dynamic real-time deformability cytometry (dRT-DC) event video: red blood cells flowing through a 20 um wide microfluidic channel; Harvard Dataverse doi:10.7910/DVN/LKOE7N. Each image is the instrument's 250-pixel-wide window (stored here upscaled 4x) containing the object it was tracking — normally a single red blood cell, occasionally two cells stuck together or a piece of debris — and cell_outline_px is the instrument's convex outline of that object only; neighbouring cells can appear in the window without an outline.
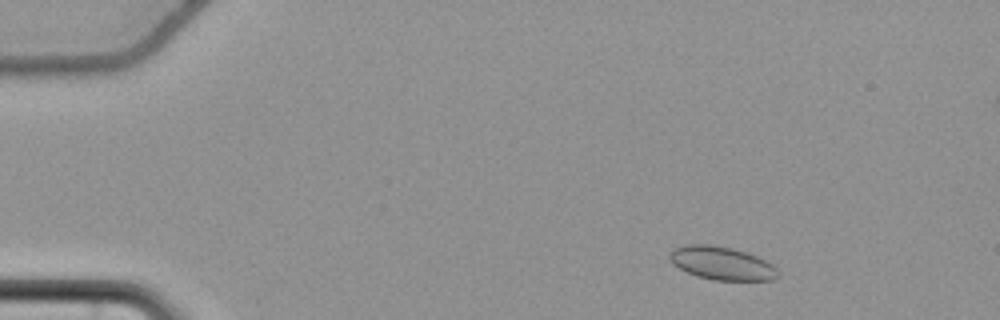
{"species": "common noctule bat (a hibernating species)", "species_latin": "Nyctalus noctula", "temperature_condition": "cold", "stored_images_in_passage": 55, "camera_frame_rate_fps": 3000, "um_per_image_px": 0.085, "animal": {"sex": "female", "body_mass_g": 22.7, "forearm_length_mm": 54.2}, "frame": {"image": 1, "passage_image": 6, "time_ms": 1.667, "image_size_px": [1000, 320], "cell_outline_px": [[780, 276], [772, 280], [712, 280], [696, 276], [672, 264], [668, 256], [672, 248], [688, 244], [712, 244], [732, 248], [756, 256], [772, 264], [780, 272]], "centroid_in_image_um": [61.33, 22.37], "position_along_channel_um": 23.7, "area_um2": 21.1}}
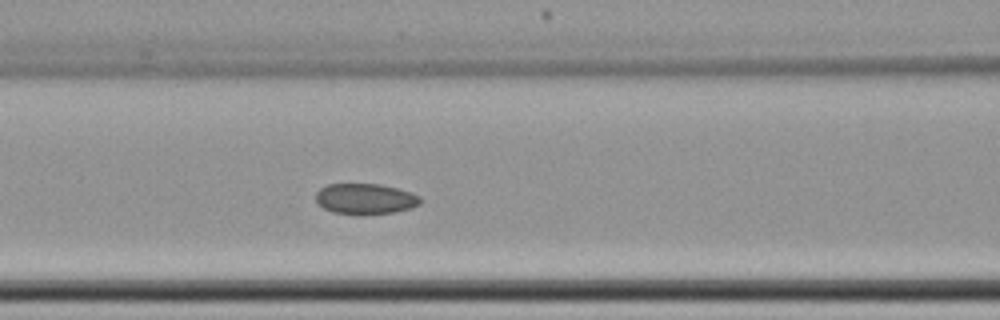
{"frame": {"image": 2, "passage_image": 23, "time_ms": 7.333, "image_size_px": [1000, 320], "cell_outline_px": [[420, 204], [412, 208], [392, 212], [364, 216], [360, 216], [332, 212], [324, 208], [316, 200], [316, 192], [320, 188], [328, 184], [380, 184], [396, 188], [420, 196]], "centroid_in_image_um": [31.03, 16.92], "position_along_channel_um": 135.6, "area_um2": 18.84}}
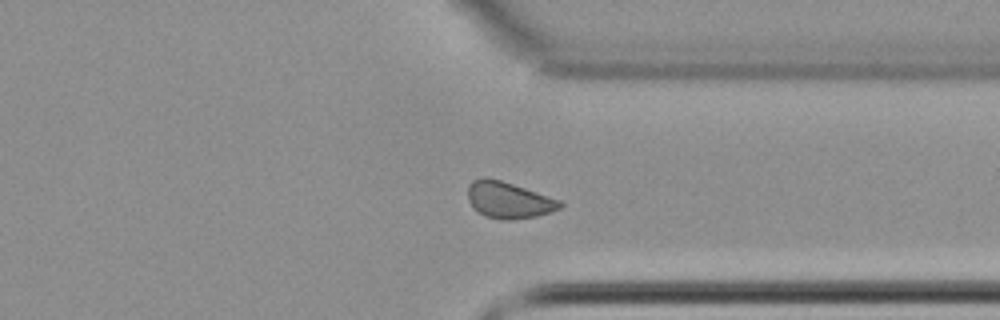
{"frame": {"image": 3, "passage_image": 42, "time_ms": 13.667, "image_size_px": [1000, 320], "cell_outline_px": [[564, 204], [560, 208], [536, 216], [508, 220], [500, 220], [484, 216], [472, 208], [468, 200], [468, 184], [472, 180], [484, 176], [500, 180], [560, 200]], "centroid_in_image_um": [43.17, 17.0], "position_along_channel_um": 368.2, "area_um2": 19.54}, "authors_computed_cell_mechanics": {"area_um2": 19.5942, "velocity_mm_per_s": 3.667, "shape_relaxation_time_tau1_ms": null, "shape_relaxation_time_tau2_ms": 2.5714, "deformation_change_tau1": null, "deformation_change_tau2": 0.06}}